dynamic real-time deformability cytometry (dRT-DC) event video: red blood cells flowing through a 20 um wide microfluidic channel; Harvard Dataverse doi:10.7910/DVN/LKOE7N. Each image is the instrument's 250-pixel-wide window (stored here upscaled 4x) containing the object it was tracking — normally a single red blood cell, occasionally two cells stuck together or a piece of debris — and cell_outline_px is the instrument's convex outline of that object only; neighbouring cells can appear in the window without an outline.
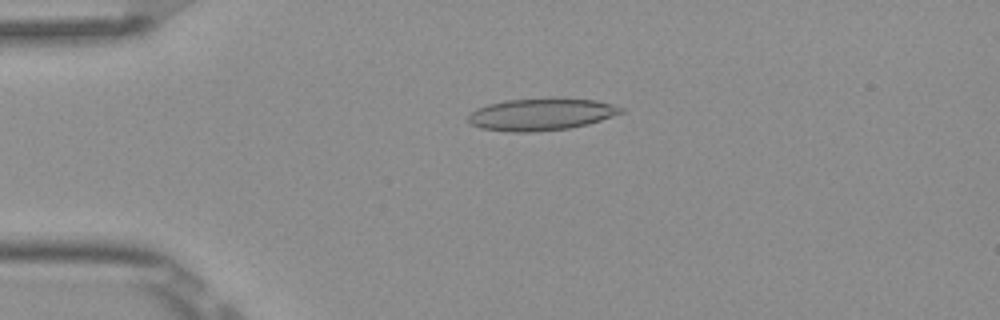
{"species": "Egyptian fruit bat (a non-hibernating species)", "species_latin": "Rousettus aegyptiacus", "temperature_condition": "room temperature", "stored_images_in_passage": 2, "camera_frame_rate_fps": 3000, "um_per_image_px": 0.085, "frame": {"image": 1, "passage_image": 1, "time_ms": 0.0, "image_size_px": [1000, 320], "cell_outline_px": [[624, 112], [588, 124], [568, 128], [532, 132], [512, 132], [480, 128], [472, 124], [468, 120], [468, 116], [476, 108], [488, 104], [504, 100], [596, 100], [612, 104], [624, 108]], "centroid_in_image_um": [45.97, 9.75], "position_along_channel_um": 39.0, "area_um2": 27.74}}